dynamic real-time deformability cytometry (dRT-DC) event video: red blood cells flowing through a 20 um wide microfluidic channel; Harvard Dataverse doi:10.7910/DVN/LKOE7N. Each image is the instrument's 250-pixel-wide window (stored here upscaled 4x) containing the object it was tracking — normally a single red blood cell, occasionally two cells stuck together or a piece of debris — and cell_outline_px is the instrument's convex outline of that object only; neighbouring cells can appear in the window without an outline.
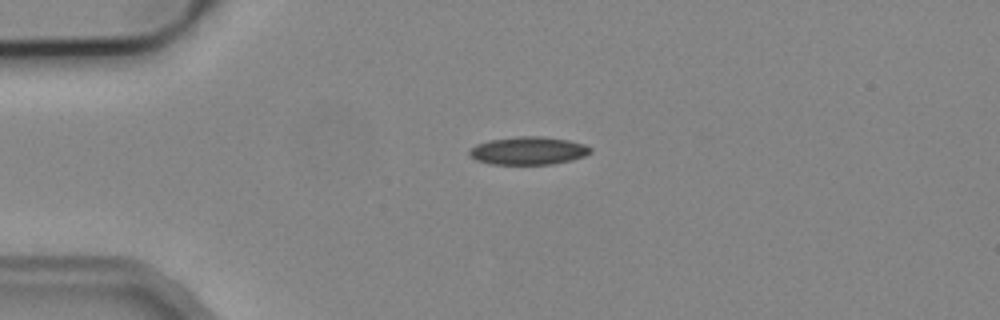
{"species": "common noctule bat (a hibernating species)", "species_latin": "Nyctalus noctula", "temperature_condition": "cold", "stored_images_in_passage": 2, "camera_frame_rate_fps": 3000, "um_per_image_px": 0.085, "animal": {"sex": "male", "body_mass_g": 19.2, "forearm_length_mm": 51.8}, "frame": {"image": 1, "passage_image": 1, "time_ms": 0.0, "image_size_px": [1000, 320], "cell_outline_px": [[592, 152], [584, 156], [572, 160], [552, 164], [492, 164], [476, 160], [468, 152], [476, 144], [488, 140], [520, 136], [540, 136], [568, 140], [584, 144], [592, 148]], "centroid_in_image_um": [44.93, 12.81], "position_along_channel_um": 40.1, "area_um2": 19.65}}